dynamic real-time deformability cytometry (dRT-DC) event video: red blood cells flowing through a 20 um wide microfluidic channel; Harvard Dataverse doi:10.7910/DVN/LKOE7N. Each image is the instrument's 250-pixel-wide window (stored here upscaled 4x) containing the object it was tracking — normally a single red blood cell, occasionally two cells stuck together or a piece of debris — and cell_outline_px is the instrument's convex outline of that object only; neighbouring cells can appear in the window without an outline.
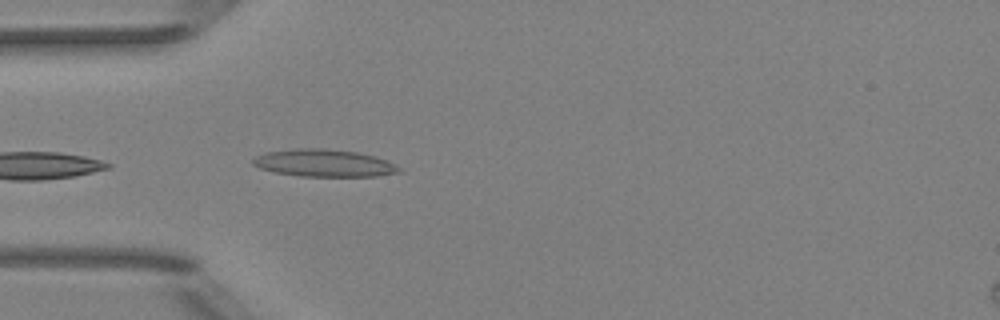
{"species": "Egyptian fruit bat (a non-hibernating species)", "species_latin": "Rousettus aegyptiacus", "temperature_condition": "room temperature", "stored_images_in_passage": 6, "camera_frame_rate_fps": 3000, "um_per_image_px": 0.085, "animal": {"sex": "female"}, "frame": {"image": 1, "passage_image": 6, "time_ms": 5.667, "image_size_px": [1000, 320], "cell_outline_px": [[400, 172], [376, 176], [300, 176], [276, 172], [260, 168], [252, 164], [252, 160], [256, 156], [268, 152], [296, 148], [324, 148], [356, 152], [388, 160], [396, 164], [400, 168]], "centroid_in_image_um": [27.55, 13.86], "position_along_channel_um": 57.4, "area_um2": 23.12}}